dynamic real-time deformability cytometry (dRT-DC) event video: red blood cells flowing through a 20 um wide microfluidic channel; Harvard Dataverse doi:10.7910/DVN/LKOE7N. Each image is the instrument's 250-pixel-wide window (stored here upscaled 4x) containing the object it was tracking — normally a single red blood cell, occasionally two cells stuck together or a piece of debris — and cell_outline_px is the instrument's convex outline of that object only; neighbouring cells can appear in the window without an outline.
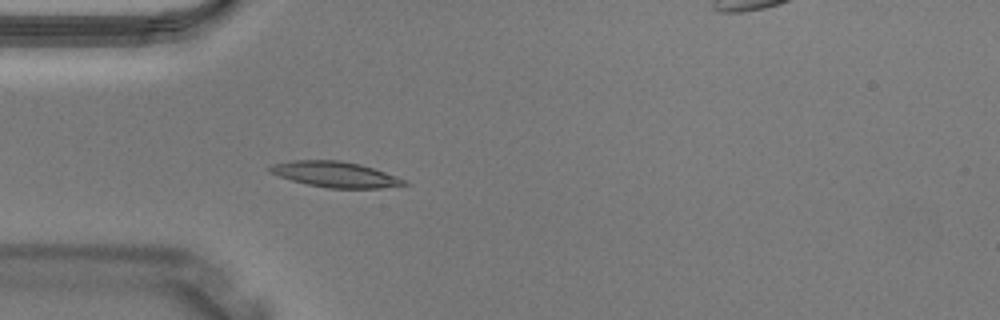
{"species": "Egyptian fruit bat (a non-hibernating species)", "species_latin": "Rousettus aegyptiacus", "temperature_condition": "warm", "stored_images_in_passage": 1, "camera_frame_rate_fps": 3000, "um_per_image_px": 0.085, "animal": {"sex": "male"}, "frame": {"image": 1, "passage_image": 1, "time_ms": 0.0, "image_size_px": [1000, 320], "cell_outline_px": [[408, 184], [380, 188], [328, 188], [308, 184], [292, 180], [268, 172], [268, 168], [272, 164], [292, 160], [340, 160], [360, 164], [396, 176], [404, 180]], "centroid_in_image_um": [28.45, 14.81], "position_along_channel_um": 56.5, "area_um2": 19.83}}